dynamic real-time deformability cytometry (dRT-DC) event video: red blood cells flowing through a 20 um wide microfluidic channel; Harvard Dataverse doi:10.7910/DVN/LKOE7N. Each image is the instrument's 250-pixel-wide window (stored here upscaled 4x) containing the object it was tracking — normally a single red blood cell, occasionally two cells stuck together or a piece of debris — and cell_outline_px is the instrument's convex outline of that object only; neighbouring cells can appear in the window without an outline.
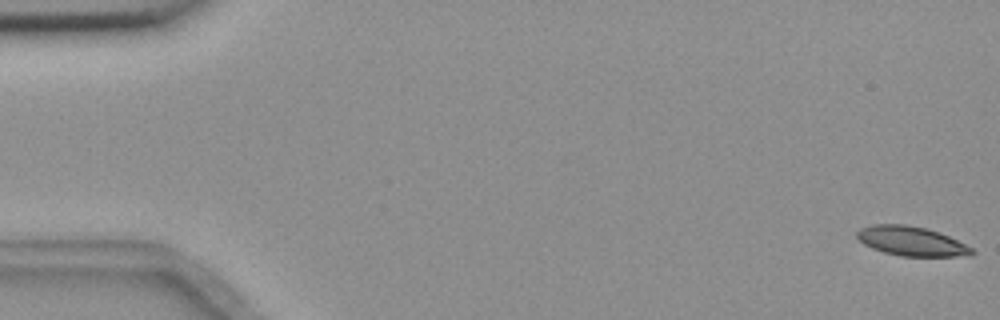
{"species": "common noctule bat (a hibernating species)", "species_latin": "Nyctalus noctula", "temperature_condition": "room temperature", "stored_images_in_passage": 35, "camera_frame_rate_fps": 3000, "um_per_image_px": 0.085, "animal": {"sex": "female", "body_mass_g": 18.4}, "frame": {"image": 1, "passage_image": 1, "time_ms": 0.0, "image_size_px": [1000, 320], "cell_outline_px": [[976, 252], [972, 256], [900, 256], [884, 252], [872, 248], [864, 244], [856, 236], [856, 232], [860, 228], [872, 224], [904, 224], [924, 228], [948, 236], [972, 248]], "centroid_in_image_um": [77.45, 20.5], "position_along_channel_um": 7.5, "area_um2": 19.54}}
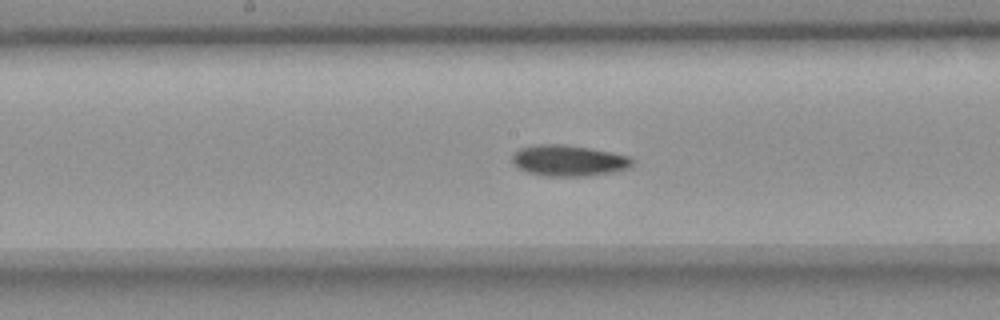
{"frame": {"image": 2, "passage_image": 29, "time_ms": 9.333, "image_size_px": [1000, 320], "cell_outline_px": [[632, 164], [628, 168], [612, 172], [588, 176], [544, 176], [528, 172], [520, 168], [512, 160], [512, 156], [520, 148], [536, 144], [564, 144], [588, 148], [632, 156]], "centroid_in_image_um": [48.35, 13.65], "position_along_channel_um": 199.9, "area_um2": 21.56}}
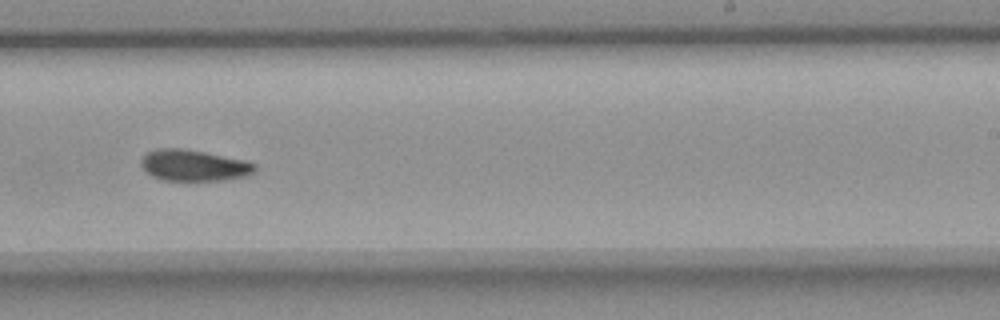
{"frame": {"image": 3, "passage_image": 35, "time_ms": 11.333, "image_size_px": [1000, 320], "cell_outline_px": [[256, 172], [248, 176], [224, 180], [188, 184], [160, 180], [152, 176], [140, 164], [140, 160], [148, 152], [156, 148], [180, 148], [204, 152], [248, 160], [256, 164]], "centroid_in_image_um": [16.51, 14.11], "position_along_channel_um": 272.5, "area_um2": 21.79}}